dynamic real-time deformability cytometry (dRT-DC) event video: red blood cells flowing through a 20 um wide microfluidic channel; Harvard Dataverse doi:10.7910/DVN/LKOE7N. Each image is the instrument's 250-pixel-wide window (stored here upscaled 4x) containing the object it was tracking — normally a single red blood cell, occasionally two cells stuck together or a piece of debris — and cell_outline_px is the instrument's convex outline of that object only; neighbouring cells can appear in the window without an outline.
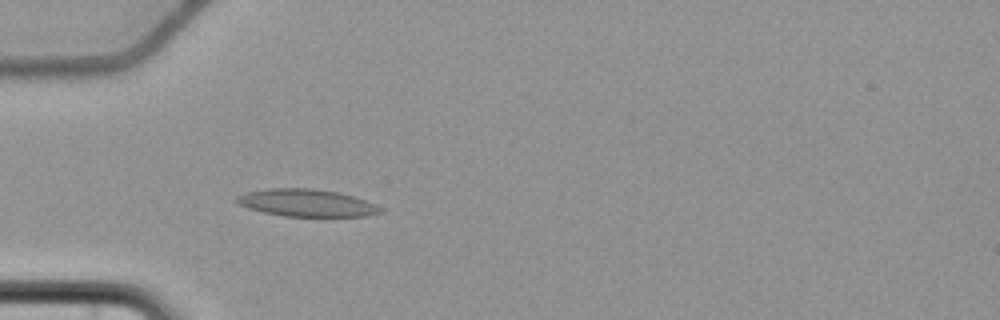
{"species": "common noctule bat (a hibernating species)", "species_latin": "Nyctalus noctula", "temperature_condition": "cold", "stored_images_in_passage": 5, "camera_frame_rate_fps": 3000, "um_per_image_px": 0.085, "animal": {"sex": "female", "body_mass_g": 22.7, "forearm_length_mm": 54.2}, "frame": {"image": 1, "passage_image": 5, "time_ms": 5.0, "image_size_px": [1000, 320], "cell_outline_px": [[380, 212], [368, 216], [284, 216], [264, 212], [248, 208], [232, 200], [236, 196], [248, 192], [268, 188], [312, 188], [336, 192], [352, 196], [364, 200], [380, 208]], "centroid_in_image_um": [25.98, 17.24], "position_along_channel_um": 59.0, "area_um2": 22.54}}